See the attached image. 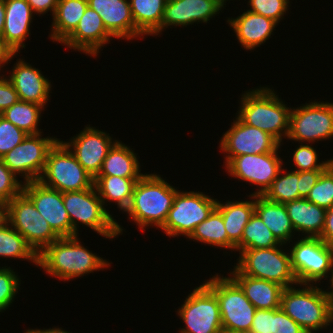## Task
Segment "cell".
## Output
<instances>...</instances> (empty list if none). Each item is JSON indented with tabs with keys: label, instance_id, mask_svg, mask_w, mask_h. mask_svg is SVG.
Wrapping results in <instances>:
<instances>
[{
	"label": "cell",
	"instance_id": "1",
	"mask_svg": "<svg viewBox=\"0 0 333 333\" xmlns=\"http://www.w3.org/2000/svg\"><path fill=\"white\" fill-rule=\"evenodd\" d=\"M110 264L112 263L85 248L78 235L61 237L38 255V267L61 281L103 270Z\"/></svg>",
	"mask_w": 333,
	"mask_h": 333
},
{
	"label": "cell",
	"instance_id": "2",
	"mask_svg": "<svg viewBox=\"0 0 333 333\" xmlns=\"http://www.w3.org/2000/svg\"><path fill=\"white\" fill-rule=\"evenodd\" d=\"M179 190L158 174H144L136 183L125 213L142 231L149 226L161 228ZM145 228V229H144Z\"/></svg>",
	"mask_w": 333,
	"mask_h": 333
},
{
	"label": "cell",
	"instance_id": "3",
	"mask_svg": "<svg viewBox=\"0 0 333 333\" xmlns=\"http://www.w3.org/2000/svg\"><path fill=\"white\" fill-rule=\"evenodd\" d=\"M251 90L242 95L237 117L243 123L271 134L281 143L289 133L291 107H287L268 87Z\"/></svg>",
	"mask_w": 333,
	"mask_h": 333
},
{
	"label": "cell",
	"instance_id": "4",
	"mask_svg": "<svg viewBox=\"0 0 333 333\" xmlns=\"http://www.w3.org/2000/svg\"><path fill=\"white\" fill-rule=\"evenodd\" d=\"M294 285L284 288L280 309L301 326L307 333H317L333 323V308L327 291L316 284ZM315 331V332H313Z\"/></svg>",
	"mask_w": 333,
	"mask_h": 333
},
{
	"label": "cell",
	"instance_id": "5",
	"mask_svg": "<svg viewBox=\"0 0 333 333\" xmlns=\"http://www.w3.org/2000/svg\"><path fill=\"white\" fill-rule=\"evenodd\" d=\"M63 203L71 222V237L79 235V225H85L105 238L122 234L123 227L106 210L95 187L62 193Z\"/></svg>",
	"mask_w": 333,
	"mask_h": 333
},
{
	"label": "cell",
	"instance_id": "6",
	"mask_svg": "<svg viewBox=\"0 0 333 333\" xmlns=\"http://www.w3.org/2000/svg\"><path fill=\"white\" fill-rule=\"evenodd\" d=\"M283 245L240 251L234 267L246 276L273 281L284 288L292 285L297 287L298 280L291 266L290 253L289 250L288 253L283 251Z\"/></svg>",
	"mask_w": 333,
	"mask_h": 333
},
{
	"label": "cell",
	"instance_id": "7",
	"mask_svg": "<svg viewBox=\"0 0 333 333\" xmlns=\"http://www.w3.org/2000/svg\"><path fill=\"white\" fill-rule=\"evenodd\" d=\"M38 181L62 193L82 191L94 186V178L60 139L49 150L44 170Z\"/></svg>",
	"mask_w": 333,
	"mask_h": 333
},
{
	"label": "cell",
	"instance_id": "8",
	"mask_svg": "<svg viewBox=\"0 0 333 333\" xmlns=\"http://www.w3.org/2000/svg\"><path fill=\"white\" fill-rule=\"evenodd\" d=\"M223 276L217 273L204 281L217 297L222 328L249 333L257 309L230 276Z\"/></svg>",
	"mask_w": 333,
	"mask_h": 333
},
{
	"label": "cell",
	"instance_id": "9",
	"mask_svg": "<svg viewBox=\"0 0 333 333\" xmlns=\"http://www.w3.org/2000/svg\"><path fill=\"white\" fill-rule=\"evenodd\" d=\"M289 250L291 266L300 288L303 284L321 283L322 279L332 276L333 247L320 238L302 237Z\"/></svg>",
	"mask_w": 333,
	"mask_h": 333
},
{
	"label": "cell",
	"instance_id": "10",
	"mask_svg": "<svg viewBox=\"0 0 333 333\" xmlns=\"http://www.w3.org/2000/svg\"><path fill=\"white\" fill-rule=\"evenodd\" d=\"M217 199L203 192L178 191L164 225L160 228L169 237L191 236L197 225L216 208Z\"/></svg>",
	"mask_w": 333,
	"mask_h": 333
},
{
	"label": "cell",
	"instance_id": "11",
	"mask_svg": "<svg viewBox=\"0 0 333 333\" xmlns=\"http://www.w3.org/2000/svg\"><path fill=\"white\" fill-rule=\"evenodd\" d=\"M332 137L333 103L313 101L291 108L287 139L310 144Z\"/></svg>",
	"mask_w": 333,
	"mask_h": 333
},
{
	"label": "cell",
	"instance_id": "12",
	"mask_svg": "<svg viewBox=\"0 0 333 333\" xmlns=\"http://www.w3.org/2000/svg\"><path fill=\"white\" fill-rule=\"evenodd\" d=\"M8 223L37 255L60 238L23 192L8 202Z\"/></svg>",
	"mask_w": 333,
	"mask_h": 333
},
{
	"label": "cell",
	"instance_id": "13",
	"mask_svg": "<svg viewBox=\"0 0 333 333\" xmlns=\"http://www.w3.org/2000/svg\"><path fill=\"white\" fill-rule=\"evenodd\" d=\"M177 314L185 323L180 333H220L222 329L217 297L205 283L193 289Z\"/></svg>",
	"mask_w": 333,
	"mask_h": 333
},
{
	"label": "cell",
	"instance_id": "14",
	"mask_svg": "<svg viewBox=\"0 0 333 333\" xmlns=\"http://www.w3.org/2000/svg\"><path fill=\"white\" fill-rule=\"evenodd\" d=\"M41 135V133L28 134L19 145L1 157L16 176L23 177L24 183L38 181L44 170L49 150L59 140L49 136L42 138Z\"/></svg>",
	"mask_w": 333,
	"mask_h": 333
},
{
	"label": "cell",
	"instance_id": "15",
	"mask_svg": "<svg viewBox=\"0 0 333 333\" xmlns=\"http://www.w3.org/2000/svg\"><path fill=\"white\" fill-rule=\"evenodd\" d=\"M278 149L263 154H245L234 157L225 167L229 176L259 187L250 195H264L282 168Z\"/></svg>",
	"mask_w": 333,
	"mask_h": 333
},
{
	"label": "cell",
	"instance_id": "16",
	"mask_svg": "<svg viewBox=\"0 0 333 333\" xmlns=\"http://www.w3.org/2000/svg\"><path fill=\"white\" fill-rule=\"evenodd\" d=\"M221 137L219 148L226 153L225 166L236 156L276 151L281 143L271 134L243 123L237 116Z\"/></svg>",
	"mask_w": 333,
	"mask_h": 333
},
{
	"label": "cell",
	"instance_id": "17",
	"mask_svg": "<svg viewBox=\"0 0 333 333\" xmlns=\"http://www.w3.org/2000/svg\"><path fill=\"white\" fill-rule=\"evenodd\" d=\"M110 134L93 126L85 128L70 138V142L61 140L73 153L77 161L95 179L102 167L108 151L118 141L112 139Z\"/></svg>",
	"mask_w": 333,
	"mask_h": 333
},
{
	"label": "cell",
	"instance_id": "18",
	"mask_svg": "<svg viewBox=\"0 0 333 333\" xmlns=\"http://www.w3.org/2000/svg\"><path fill=\"white\" fill-rule=\"evenodd\" d=\"M23 193L60 238L71 237V222L64 207L62 192L48 188L39 181H32L24 183Z\"/></svg>",
	"mask_w": 333,
	"mask_h": 333
},
{
	"label": "cell",
	"instance_id": "19",
	"mask_svg": "<svg viewBox=\"0 0 333 333\" xmlns=\"http://www.w3.org/2000/svg\"><path fill=\"white\" fill-rule=\"evenodd\" d=\"M224 6L217 0H168L161 21V32L169 26L187 27L193 23H207Z\"/></svg>",
	"mask_w": 333,
	"mask_h": 333
},
{
	"label": "cell",
	"instance_id": "20",
	"mask_svg": "<svg viewBox=\"0 0 333 333\" xmlns=\"http://www.w3.org/2000/svg\"><path fill=\"white\" fill-rule=\"evenodd\" d=\"M111 38L114 37L106 30L102 18L88 6L76 29L61 44L95 57Z\"/></svg>",
	"mask_w": 333,
	"mask_h": 333
},
{
	"label": "cell",
	"instance_id": "21",
	"mask_svg": "<svg viewBox=\"0 0 333 333\" xmlns=\"http://www.w3.org/2000/svg\"><path fill=\"white\" fill-rule=\"evenodd\" d=\"M17 60L8 79L17 91L19 100L45 106L50 99L51 82L38 68L23 59Z\"/></svg>",
	"mask_w": 333,
	"mask_h": 333
},
{
	"label": "cell",
	"instance_id": "22",
	"mask_svg": "<svg viewBox=\"0 0 333 333\" xmlns=\"http://www.w3.org/2000/svg\"><path fill=\"white\" fill-rule=\"evenodd\" d=\"M102 18L106 30L116 39L133 40L135 22L129 0H87Z\"/></svg>",
	"mask_w": 333,
	"mask_h": 333
},
{
	"label": "cell",
	"instance_id": "23",
	"mask_svg": "<svg viewBox=\"0 0 333 333\" xmlns=\"http://www.w3.org/2000/svg\"><path fill=\"white\" fill-rule=\"evenodd\" d=\"M34 12L26 0H5V23L2 38L14 52L25 48L24 41L30 35Z\"/></svg>",
	"mask_w": 333,
	"mask_h": 333
},
{
	"label": "cell",
	"instance_id": "24",
	"mask_svg": "<svg viewBox=\"0 0 333 333\" xmlns=\"http://www.w3.org/2000/svg\"><path fill=\"white\" fill-rule=\"evenodd\" d=\"M227 23L233 28L239 43L246 50H254L264 44L278 24L271 18L249 10L236 18H228Z\"/></svg>",
	"mask_w": 333,
	"mask_h": 333
},
{
	"label": "cell",
	"instance_id": "25",
	"mask_svg": "<svg viewBox=\"0 0 333 333\" xmlns=\"http://www.w3.org/2000/svg\"><path fill=\"white\" fill-rule=\"evenodd\" d=\"M229 276L241 287L246 298L256 309L280 308L284 289L280 284L243 275L235 267Z\"/></svg>",
	"mask_w": 333,
	"mask_h": 333
},
{
	"label": "cell",
	"instance_id": "26",
	"mask_svg": "<svg viewBox=\"0 0 333 333\" xmlns=\"http://www.w3.org/2000/svg\"><path fill=\"white\" fill-rule=\"evenodd\" d=\"M255 213L270 229L273 236L280 244L284 246L294 237L295 230L285 204L268 200L263 195L255 196ZM294 232V233H293Z\"/></svg>",
	"mask_w": 333,
	"mask_h": 333
},
{
	"label": "cell",
	"instance_id": "27",
	"mask_svg": "<svg viewBox=\"0 0 333 333\" xmlns=\"http://www.w3.org/2000/svg\"><path fill=\"white\" fill-rule=\"evenodd\" d=\"M288 216L295 232L304 233V237L319 238L325 225L326 209L306 198L285 203Z\"/></svg>",
	"mask_w": 333,
	"mask_h": 333
},
{
	"label": "cell",
	"instance_id": "28",
	"mask_svg": "<svg viewBox=\"0 0 333 333\" xmlns=\"http://www.w3.org/2000/svg\"><path fill=\"white\" fill-rule=\"evenodd\" d=\"M246 201H217L216 209L222 214L228 239L236 246L242 239L245 226L255 212V196Z\"/></svg>",
	"mask_w": 333,
	"mask_h": 333
},
{
	"label": "cell",
	"instance_id": "29",
	"mask_svg": "<svg viewBox=\"0 0 333 333\" xmlns=\"http://www.w3.org/2000/svg\"><path fill=\"white\" fill-rule=\"evenodd\" d=\"M140 162L130 146L118 140L108 151L98 176L141 178Z\"/></svg>",
	"mask_w": 333,
	"mask_h": 333
},
{
	"label": "cell",
	"instance_id": "30",
	"mask_svg": "<svg viewBox=\"0 0 333 333\" xmlns=\"http://www.w3.org/2000/svg\"><path fill=\"white\" fill-rule=\"evenodd\" d=\"M168 0H129L135 22V39L161 33V21Z\"/></svg>",
	"mask_w": 333,
	"mask_h": 333
},
{
	"label": "cell",
	"instance_id": "31",
	"mask_svg": "<svg viewBox=\"0 0 333 333\" xmlns=\"http://www.w3.org/2000/svg\"><path fill=\"white\" fill-rule=\"evenodd\" d=\"M87 7V0H58L50 39L62 43L76 29Z\"/></svg>",
	"mask_w": 333,
	"mask_h": 333
},
{
	"label": "cell",
	"instance_id": "32",
	"mask_svg": "<svg viewBox=\"0 0 333 333\" xmlns=\"http://www.w3.org/2000/svg\"><path fill=\"white\" fill-rule=\"evenodd\" d=\"M140 178H122L118 176H97L94 179V187L103 202H115L122 211L129 207L135 185Z\"/></svg>",
	"mask_w": 333,
	"mask_h": 333
},
{
	"label": "cell",
	"instance_id": "33",
	"mask_svg": "<svg viewBox=\"0 0 333 333\" xmlns=\"http://www.w3.org/2000/svg\"><path fill=\"white\" fill-rule=\"evenodd\" d=\"M189 239L217 248L236 251V246L228 239L222 214L215 208L207 219L196 226Z\"/></svg>",
	"mask_w": 333,
	"mask_h": 333
},
{
	"label": "cell",
	"instance_id": "34",
	"mask_svg": "<svg viewBox=\"0 0 333 333\" xmlns=\"http://www.w3.org/2000/svg\"><path fill=\"white\" fill-rule=\"evenodd\" d=\"M44 108L42 105L18 100L1 115L27 134H39L42 132L38 128V123Z\"/></svg>",
	"mask_w": 333,
	"mask_h": 333
},
{
	"label": "cell",
	"instance_id": "35",
	"mask_svg": "<svg viewBox=\"0 0 333 333\" xmlns=\"http://www.w3.org/2000/svg\"><path fill=\"white\" fill-rule=\"evenodd\" d=\"M0 257L29 260L38 266V255L9 223L0 229Z\"/></svg>",
	"mask_w": 333,
	"mask_h": 333
},
{
	"label": "cell",
	"instance_id": "36",
	"mask_svg": "<svg viewBox=\"0 0 333 333\" xmlns=\"http://www.w3.org/2000/svg\"><path fill=\"white\" fill-rule=\"evenodd\" d=\"M280 245L270 229L254 212L245 226L241 241L236 245V251L246 249L272 248Z\"/></svg>",
	"mask_w": 333,
	"mask_h": 333
},
{
	"label": "cell",
	"instance_id": "37",
	"mask_svg": "<svg viewBox=\"0 0 333 333\" xmlns=\"http://www.w3.org/2000/svg\"><path fill=\"white\" fill-rule=\"evenodd\" d=\"M299 172L281 168L277 177L272 181L271 186L265 192L268 200L285 204L287 202L299 199Z\"/></svg>",
	"mask_w": 333,
	"mask_h": 333
},
{
	"label": "cell",
	"instance_id": "38",
	"mask_svg": "<svg viewBox=\"0 0 333 333\" xmlns=\"http://www.w3.org/2000/svg\"><path fill=\"white\" fill-rule=\"evenodd\" d=\"M306 199L325 209L333 206V162L321 173Z\"/></svg>",
	"mask_w": 333,
	"mask_h": 333
},
{
	"label": "cell",
	"instance_id": "39",
	"mask_svg": "<svg viewBox=\"0 0 333 333\" xmlns=\"http://www.w3.org/2000/svg\"><path fill=\"white\" fill-rule=\"evenodd\" d=\"M293 152L294 171L325 170L333 162V158L321 161L322 163L319 162L317 151L309 144L300 143L299 147Z\"/></svg>",
	"mask_w": 333,
	"mask_h": 333
},
{
	"label": "cell",
	"instance_id": "40",
	"mask_svg": "<svg viewBox=\"0 0 333 333\" xmlns=\"http://www.w3.org/2000/svg\"><path fill=\"white\" fill-rule=\"evenodd\" d=\"M21 280L11 267H0V312L8 309L15 299Z\"/></svg>",
	"mask_w": 333,
	"mask_h": 333
},
{
	"label": "cell",
	"instance_id": "41",
	"mask_svg": "<svg viewBox=\"0 0 333 333\" xmlns=\"http://www.w3.org/2000/svg\"><path fill=\"white\" fill-rule=\"evenodd\" d=\"M248 5L254 13L273 19L279 24L290 4L289 0H249Z\"/></svg>",
	"mask_w": 333,
	"mask_h": 333
},
{
	"label": "cell",
	"instance_id": "42",
	"mask_svg": "<svg viewBox=\"0 0 333 333\" xmlns=\"http://www.w3.org/2000/svg\"><path fill=\"white\" fill-rule=\"evenodd\" d=\"M17 179L18 177L0 158V202L8 203L23 192L24 182Z\"/></svg>",
	"mask_w": 333,
	"mask_h": 333
},
{
	"label": "cell",
	"instance_id": "43",
	"mask_svg": "<svg viewBox=\"0 0 333 333\" xmlns=\"http://www.w3.org/2000/svg\"><path fill=\"white\" fill-rule=\"evenodd\" d=\"M27 135L0 114V158L19 145Z\"/></svg>",
	"mask_w": 333,
	"mask_h": 333
},
{
	"label": "cell",
	"instance_id": "44",
	"mask_svg": "<svg viewBox=\"0 0 333 333\" xmlns=\"http://www.w3.org/2000/svg\"><path fill=\"white\" fill-rule=\"evenodd\" d=\"M249 333H275L274 309H257Z\"/></svg>",
	"mask_w": 333,
	"mask_h": 333
},
{
	"label": "cell",
	"instance_id": "45",
	"mask_svg": "<svg viewBox=\"0 0 333 333\" xmlns=\"http://www.w3.org/2000/svg\"><path fill=\"white\" fill-rule=\"evenodd\" d=\"M275 333H307L282 309H274Z\"/></svg>",
	"mask_w": 333,
	"mask_h": 333
},
{
	"label": "cell",
	"instance_id": "46",
	"mask_svg": "<svg viewBox=\"0 0 333 333\" xmlns=\"http://www.w3.org/2000/svg\"><path fill=\"white\" fill-rule=\"evenodd\" d=\"M19 100L13 84L4 75H0V114Z\"/></svg>",
	"mask_w": 333,
	"mask_h": 333
},
{
	"label": "cell",
	"instance_id": "47",
	"mask_svg": "<svg viewBox=\"0 0 333 333\" xmlns=\"http://www.w3.org/2000/svg\"><path fill=\"white\" fill-rule=\"evenodd\" d=\"M323 171L324 170H312L299 172V199L306 198L309 195L310 190L316 184Z\"/></svg>",
	"mask_w": 333,
	"mask_h": 333
},
{
	"label": "cell",
	"instance_id": "48",
	"mask_svg": "<svg viewBox=\"0 0 333 333\" xmlns=\"http://www.w3.org/2000/svg\"><path fill=\"white\" fill-rule=\"evenodd\" d=\"M31 6L34 15L40 14L44 15L50 11L52 16L56 10V6L58 4V0H26Z\"/></svg>",
	"mask_w": 333,
	"mask_h": 333
},
{
	"label": "cell",
	"instance_id": "49",
	"mask_svg": "<svg viewBox=\"0 0 333 333\" xmlns=\"http://www.w3.org/2000/svg\"><path fill=\"white\" fill-rule=\"evenodd\" d=\"M319 238L330 247H333V206L326 209L325 225Z\"/></svg>",
	"mask_w": 333,
	"mask_h": 333
},
{
	"label": "cell",
	"instance_id": "50",
	"mask_svg": "<svg viewBox=\"0 0 333 333\" xmlns=\"http://www.w3.org/2000/svg\"><path fill=\"white\" fill-rule=\"evenodd\" d=\"M16 55H18V53H14L5 44L3 38L0 36V72H1V68L5 67V64L8 65V62L10 63V60H12L13 57L16 56Z\"/></svg>",
	"mask_w": 333,
	"mask_h": 333
},
{
	"label": "cell",
	"instance_id": "51",
	"mask_svg": "<svg viewBox=\"0 0 333 333\" xmlns=\"http://www.w3.org/2000/svg\"><path fill=\"white\" fill-rule=\"evenodd\" d=\"M8 224V203L0 202V229Z\"/></svg>",
	"mask_w": 333,
	"mask_h": 333
},
{
	"label": "cell",
	"instance_id": "52",
	"mask_svg": "<svg viewBox=\"0 0 333 333\" xmlns=\"http://www.w3.org/2000/svg\"><path fill=\"white\" fill-rule=\"evenodd\" d=\"M24 333H72V332H68L66 330H63V328H50V329H28L26 330V332Z\"/></svg>",
	"mask_w": 333,
	"mask_h": 333
},
{
	"label": "cell",
	"instance_id": "53",
	"mask_svg": "<svg viewBox=\"0 0 333 333\" xmlns=\"http://www.w3.org/2000/svg\"><path fill=\"white\" fill-rule=\"evenodd\" d=\"M5 23V0H0V36L2 37V33L4 30Z\"/></svg>",
	"mask_w": 333,
	"mask_h": 333
},
{
	"label": "cell",
	"instance_id": "54",
	"mask_svg": "<svg viewBox=\"0 0 333 333\" xmlns=\"http://www.w3.org/2000/svg\"><path fill=\"white\" fill-rule=\"evenodd\" d=\"M329 281L331 282V283H329L330 284V288L332 289V290H328L327 291V294H328V297H329V300H330V303H331V306H332V308H333V273H332V276H331V278H329Z\"/></svg>",
	"mask_w": 333,
	"mask_h": 333
},
{
	"label": "cell",
	"instance_id": "55",
	"mask_svg": "<svg viewBox=\"0 0 333 333\" xmlns=\"http://www.w3.org/2000/svg\"><path fill=\"white\" fill-rule=\"evenodd\" d=\"M220 333H247V332H243V331H233V330H228L225 328H222Z\"/></svg>",
	"mask_w": 333,
	"mask_h": 333
},
{
	"label": "cell",
	"instance_id": "56",
	"mask_svg": "<svg viewBox=\"0 0 333 333\" xmlns=\"http://www.w3.org/2000/svg\"><path fill=\"white\" fill-rule=\"evenodd\" d=\"M221 5H226V1H229V0H217Z\"/></svg>",
	"mask_w": 333,
	"mask_h": 333
}]
</instances>
